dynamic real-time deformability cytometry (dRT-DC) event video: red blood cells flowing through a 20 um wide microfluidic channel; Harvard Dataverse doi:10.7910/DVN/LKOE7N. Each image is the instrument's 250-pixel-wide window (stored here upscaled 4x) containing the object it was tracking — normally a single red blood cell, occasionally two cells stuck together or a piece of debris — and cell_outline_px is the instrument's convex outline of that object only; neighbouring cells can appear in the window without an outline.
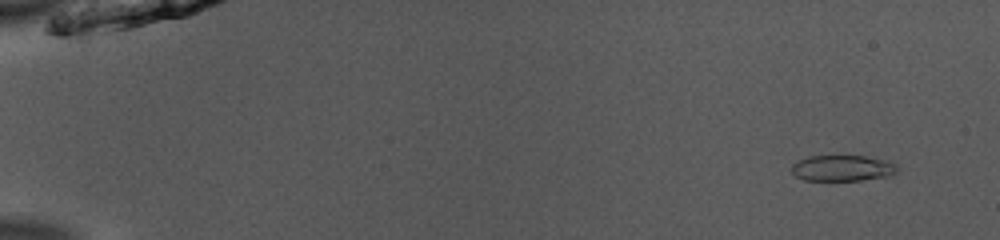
{"species": "common noctule bat (a hibernating species)", "species_latin": "Nyctalus noctula", "temperature_condition": "room temperature", "stored_images_in_passage": 52, "camera_frame_rate_fps": 3000, "um_per_image_px": 0.085, "animal": {"sex": "male", "body_mass_g": 13.0, "forearm_length_mm": 53.1}, "frame": {"image": 1, "passage_image": 4, "time_ms": 1.0, "image_size_px": [1000, 240], "cell_outline_px": [[900, 172], [892, 176], [860, 180], [804, 180], [796, 176], [792, 172], [792, 164], [808, 156], [864, 156], [892, 160], [900, 168]], "centroid_in_image_um": [71.73, 14.29], "position_along_channel_um": 13.3, "area_um2": 16.3}}
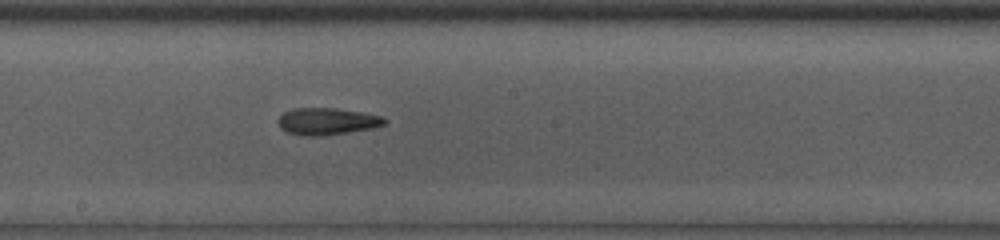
{"frame": {"image": 2, "passage_image": 30, "time_ms": 9.667, "image_size_px": [1000, 240], "cell_outline_px": [[388, 120], [384, 124], [372, 128], [348, 132], [320, 136], [304, 136], [284, 132], [280, 128], [276, 120], [284, 112], [292, 108], [332, 108], [360, 112], [384, 116]], "centroid_in_image_um": [27.75, 10.32], "position_along_channel_um": 220.4, "area_um2": 16.82}}
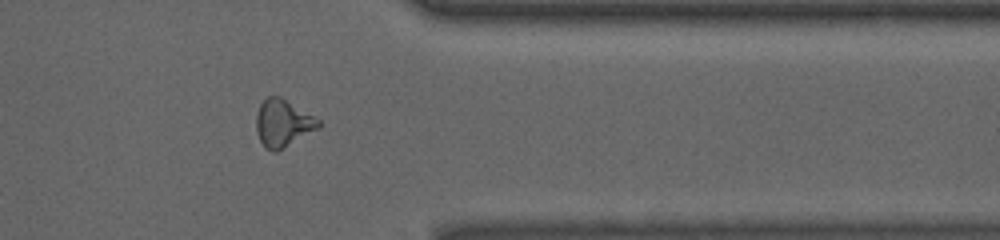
{"frame": {"image": 3, "passage_image": 43, "time_ms": 14.0, "image_size_px": [1000, 240], "cell_outline_px": [[320, 128], [284, 148], [276, 152], [272, 152], [264, 148], [256, 132], [256, 112], [260, 104], [268, 96], [280, 96], [320, 120]], "centroid_in_image_um": [24.03, 10.49], "position_along_channel_um": 387.4, "area_um2": 17.28}, "authors_computed_cell_mechanics": {"area_um2": 16.9354, "velocity_mm_per_s": 3.9788, "shape_relaxation_time_tau1_ms": 5.5122, "shape_relaxation_time_tau2_ms": 3.7153, "deformation_change_tau1": 0.1437, "deformation_change_tau2": 0.1307}}